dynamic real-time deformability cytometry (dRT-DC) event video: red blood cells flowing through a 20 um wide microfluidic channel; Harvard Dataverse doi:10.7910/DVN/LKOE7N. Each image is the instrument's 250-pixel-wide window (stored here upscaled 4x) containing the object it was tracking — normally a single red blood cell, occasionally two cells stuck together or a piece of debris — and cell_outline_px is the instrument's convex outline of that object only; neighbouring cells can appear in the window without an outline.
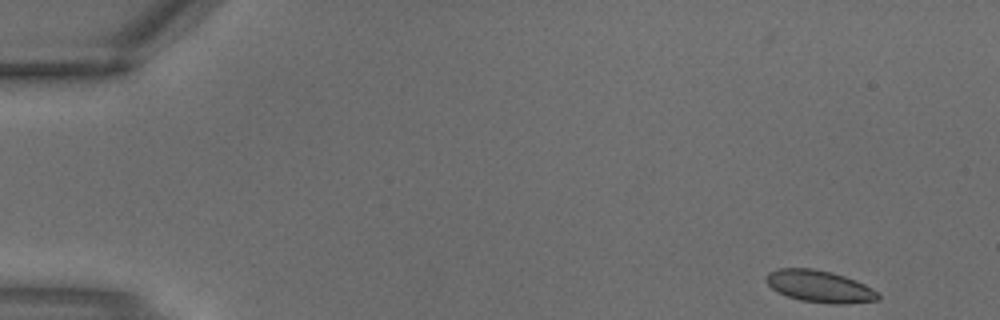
{"species": "common noctule bat (a hibernating species)", "species_latin": "Nyctalus noctula", "temperature_condition": "warm", "stored_images_in_passage": 2, "camera_frame_rate_fps": 3000, "um_per_image_px": 0.085, "animal": {"sex": "male", "body_mass_g": 18.8}, "frame": {"image": 1, "passage_image": 1, "time_ms": 0.0, "image_size_px": [1000, 320], "cell_outline_px": [[880, 296], [876, 300], [844, 304], [828, 304], [800, 300], [788, 296], [772, 288], [764, 280], [764, 276], [768, 272], [776, 268], [812, 268], [832, 272], [856, 280], [872, 288]], "centroid_in_image_um": [69.62, 24.33], "position_along_channel_um": 15.4, "area_um2": 20.87}}
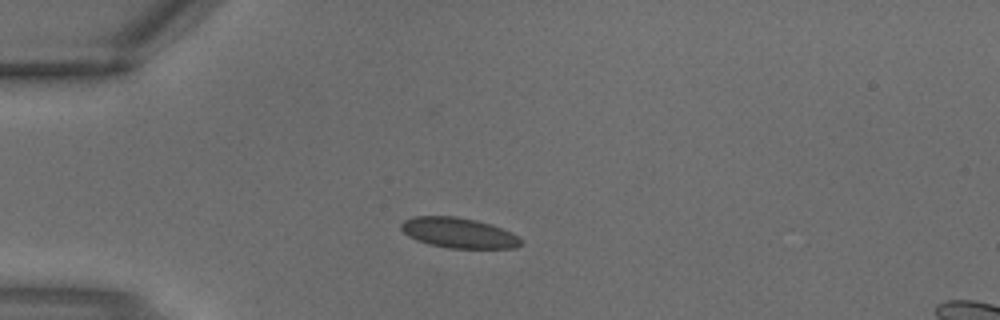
{"frame": {"image": 2, "passage_image": 2, "time_ms": 0.333, "image_size_px": [1000, 320], "cell_outline_px": [[524, 244], [516, 248], [448, 248], [428, 244], [416, 240], [408, 236], [400, 228], [400, 224], [404, 220], [412, 216], [456, 216], [476, 220], [512, 232], [524, 240]], "centroid_in_image_um": [38.99, 19.8], "position_along_channel_um": 46.0, "area_um2": 21.33}}